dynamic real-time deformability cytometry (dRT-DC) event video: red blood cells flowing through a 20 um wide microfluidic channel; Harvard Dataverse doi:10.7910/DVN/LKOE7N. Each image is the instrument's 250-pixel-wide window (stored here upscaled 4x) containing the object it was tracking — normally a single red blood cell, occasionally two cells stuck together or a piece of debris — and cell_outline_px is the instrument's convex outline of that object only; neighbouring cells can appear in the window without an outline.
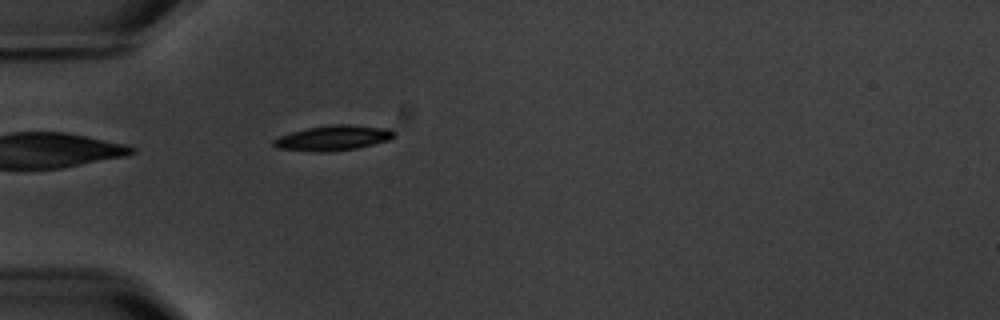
{"species": "common noctule bat (a hibernating species)", "species_latin": "Nyctalus noctula", "temperature_condition": "warm", "stored_images_in_passage": 3, "camera_frame_rate_fps": 3000, "um_per_image_px": 0.085, "animal": {"sex": "male", "body_mass_g": 20.1, "forearm_length_mm": 53.5}, "frame": {"image": 1, "passage_image": 3, "time_ms": 2.333, "image_size_px": [1000, 320], "cell_outline_px": [[396, 136], [388, 140], [356, 148], [328, 152], [312, 152], [276, 148], [272, 144], [272, 140], [280, 136], [292, 132], [308, 128], [332, 124], [348, 124], [392, 128], [396, 132]], "centroid_in_image_um": [28.33, 11.72], "position_along_channel_um": 56.7, "area_um2": 17.8}}